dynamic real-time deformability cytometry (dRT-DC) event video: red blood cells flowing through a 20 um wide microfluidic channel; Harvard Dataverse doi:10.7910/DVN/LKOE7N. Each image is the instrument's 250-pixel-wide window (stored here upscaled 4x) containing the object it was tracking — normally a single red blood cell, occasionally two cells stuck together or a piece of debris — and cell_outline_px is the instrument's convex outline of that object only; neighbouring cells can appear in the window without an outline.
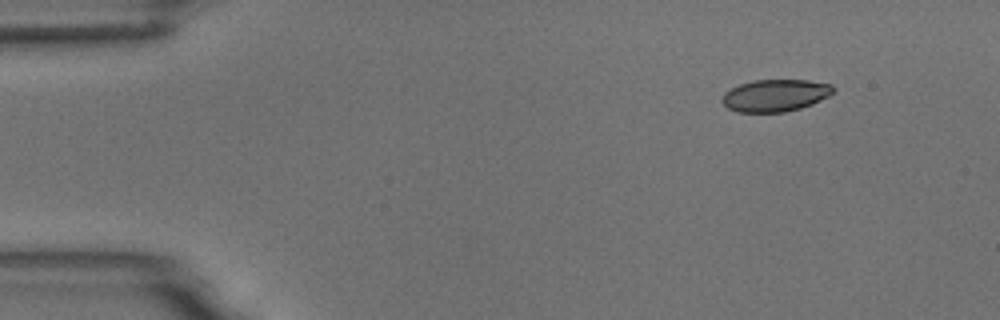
{"species": "common noctule bat (a hibernating species)", "species_latin": "Nyctalus noctula", "temperature_condition": "room temperature", "stored_images_in_passage": 10, "camera_frame_rate_fps": 3000, "um_per_image_px": 0.085, "animal": {"sex": "male", "body_mass_g": 18.8}, "frame": {"image": 1, "passage_image": 1, "time_ms": 0.0, "image_size_px": [1000, 320], "cell_outline_px": [[836, 88], [828, 96], [812, 104], [800, 108], [784, 112], [736, 112], [728, 108], [720, 100], [724, 92], [740, 84], [752, 80], [808, 80], [832, 84]], "centroid_in_image_um": [65.88, 8.11], "position_along_channel_um": 19.1, "area_um2": 20.87}}
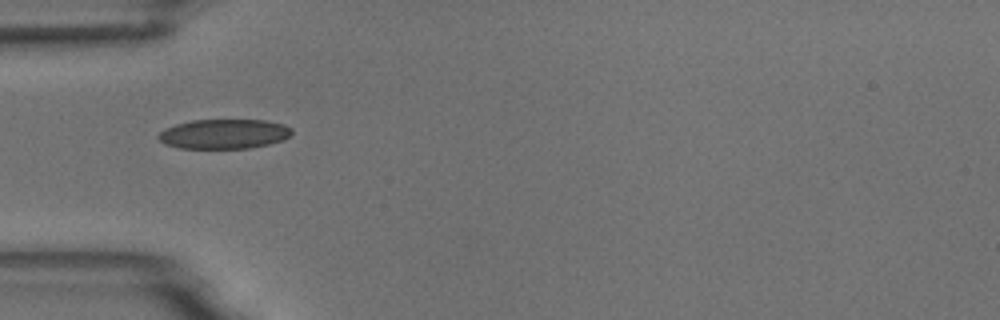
{"frame": {"image": 2, "passage_image": 4, "time_ms": 3.667, "image_size_px": [1000, 320], "cell_outline_px": [[292, 132], [284, 140], [268, 144], [248, 148], [180, 148], [164, 144], [156, 136], [164, 128], [176, 124], [192, 120], [264, 120], [284, 124], [292, 128]], "centroid_in_image_um": [19.02, 11.38], "position_along_channel_um": 66.0, "area_um2": 23.06}}
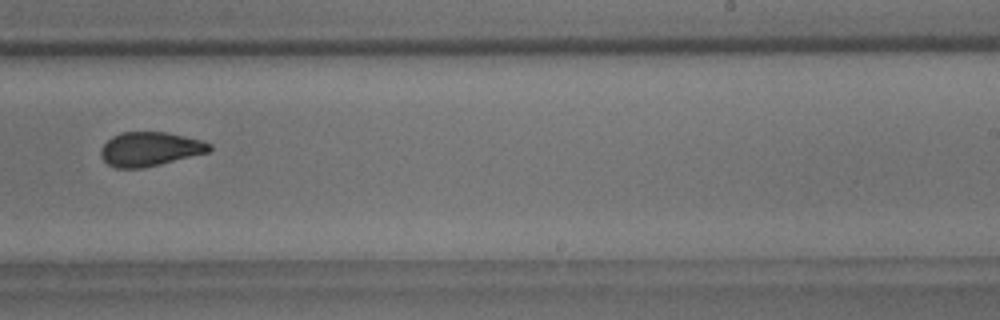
{"frame": {"image": 3, "passage_image": 9, "time_ms": 9.333, "image_size_px": [1000, 320], "cell_outline_px": [[212, 148], [208, 152], [160, 164], [140, 168], [116, 168], [108, 164], [100, 156], [100, 148], [112, 136], [120, 132], [164, 132], [184, 136], [200, 140], [212, 144]], "centroid_in_image_um": [12.71, 12.66], "position_along_channel_um": 276.3, "area_um2": 21.44}}